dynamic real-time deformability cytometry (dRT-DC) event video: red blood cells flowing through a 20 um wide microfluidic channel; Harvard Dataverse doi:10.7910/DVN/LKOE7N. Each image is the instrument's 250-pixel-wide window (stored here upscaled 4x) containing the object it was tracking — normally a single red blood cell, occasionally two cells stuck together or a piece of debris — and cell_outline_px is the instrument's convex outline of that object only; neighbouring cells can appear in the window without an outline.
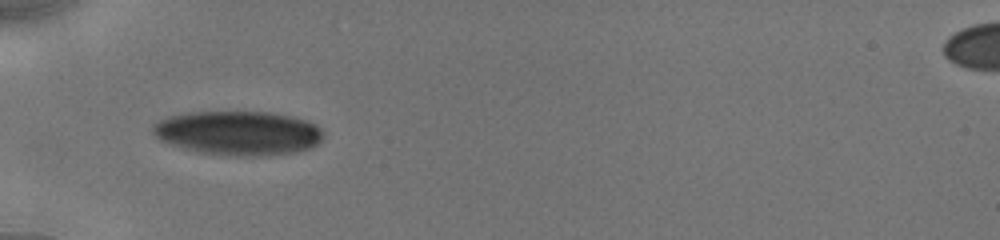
{"species": "human", "species_latin": "Homo sapiens", "temperature_condition": "cold", "stored_images_in_passage": 40, "camera_frame_rate_fps": 3000, "um_per_image_px": 0.085, "donor": {"sex": "male"}, "frame": {"image": 1, "passage_image": 1, "time_ms": 0.0, "image_size_px": [1000, 240], "cell_outline_px": [[324, 136], [312, 148], [296, 152], [268, 156], [228, 156], [196, 152], [160, 140], [152, 132], [152, 124], [168, 116], [188, 112], [268, 112], [288, 116], [304, 120], [316, 124], [324, 132]], "centroid_in_image_um": [20.25, 11.32], "position_along_channel_um": 64.8, "area_um2": 44.16}}
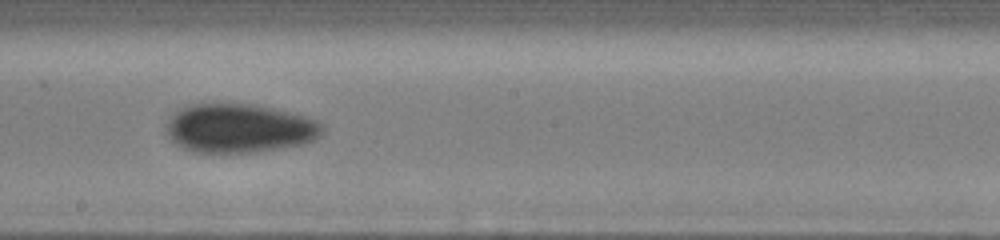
{"frame": {"image": 2, "passage_image": 22, "time_ms": 4.333, "image_size_px": [1000, 240], "cell_outline_px": [[324, 132], [320, 136], [304, 144], [256, 152], [192, 152], [176, 144], [164, 132], [168, 120], [180, 108], [188, 104], [256, 104], [304, 116], [316, 120], [324, 124]], "centroid_in_image_um": [20.34, 10.9], "position_along_channel_um": 227.9, "area_um2": 44.56}}
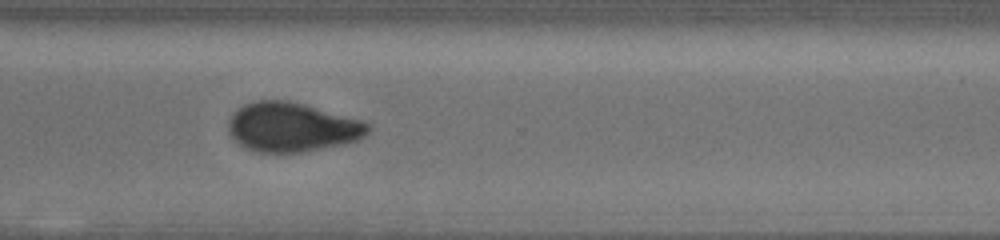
{"frame": {"image": 3, "passage_image": 39, "time_ms": 7.333, "image_size_px": [1000, 240], "cell_outline_px": [[372, 128], [360, 140], [344, 144], [300, 152], [260, 152], [244, 148], [228, 132], [228, 120], [244, 104], [256, 100], [288, 100], [304, 104], [360, 120], [368, 124]], "centroid_in_image_um": [24.82, 10.81], "position_along_channel_um": 345.8, "area_um2": 39.82}}